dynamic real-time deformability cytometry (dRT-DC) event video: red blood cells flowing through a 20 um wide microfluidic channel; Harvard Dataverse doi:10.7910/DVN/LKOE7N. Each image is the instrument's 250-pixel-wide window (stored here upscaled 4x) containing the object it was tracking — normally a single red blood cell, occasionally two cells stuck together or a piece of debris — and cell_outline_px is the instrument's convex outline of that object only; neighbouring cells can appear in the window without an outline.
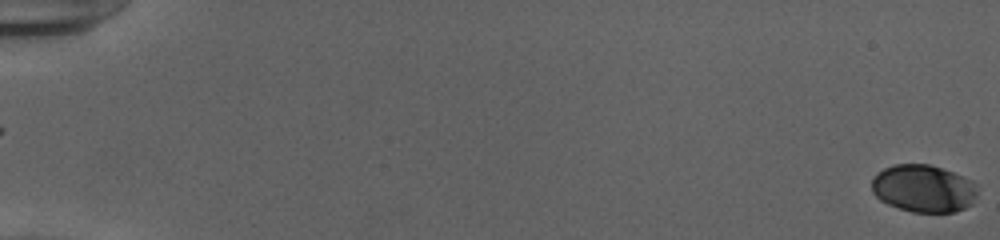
{"species": "human", "species_latin": "Homo sapiens", "temperature_condition": "cold", "stored_images_in_passage": 55, "camera_frame_rate_fps": 3000, "um_per_image_px": 0.085, "donor": {"sex": "female"}, "frame": {"image": 1, "passage_image": 1, "time_ms": 0.0, "image_size_px": [1000, 240], "cell_outline_px": [[976, 196], [972, 204], [956, 212], [912, 212], [888, 204], [880, 200], [872, 192], [872, 176], [876, 172], [884, 168], [896, 164], [928, 164], [952, 172], [972, 180], [976, 184]], "centroid_in_image_um": [78.48, 16.02], "position_along_channel_um": 6.5, "area_um2": 29.3}}
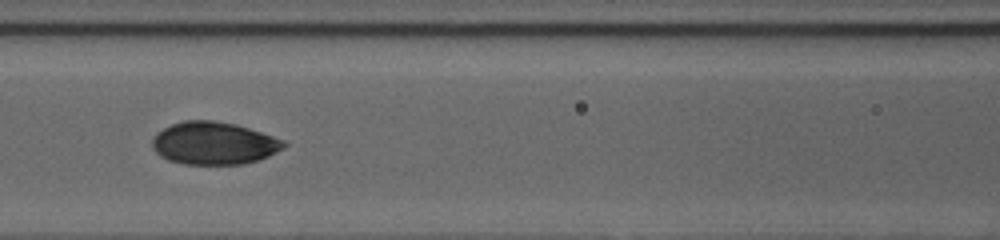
{"frame": {"image": 2, "passage_image": 27, "time_ms": 8.667, "image_size_px": [1000, 240], "cell_outline_px": [[288, 144], [284, 148], [260, 160], [244, 164], [180, 164], [168, 160], [160, 156], [152, 148], [152, 136], [156, 132], [172, 124], [184, 120], [216, 120], [236, 124], [284, 140]], "centroid_in_image_um": [18.16, 12.18], "position_along_channel_um": 148.4, "area_um2": 32.95}}
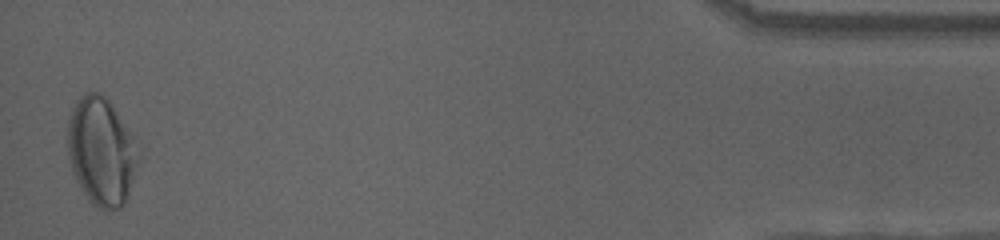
{"frame": {"image": 3, "passage_image": 54, "time_ms": 17.667, "image_size_px": [1000, 240], "cell_outline_px": [[140, 160], [124, 204], [120, 208], [100, 208], [92, 204], [88, 200], [72, 172], [68, 156], [68, 116], [76, 100], [84, 92], [100, 92], [112, 104], [132, 136]], "centroid_in_image_um": [8.59, 12.84], "position_along_channel_um": 426.6, "area_um2": 44.22}, "authors_computed_cell_mechanics": {"area_um2": 31.6744, "velocity_mm_per_s": 3.9398, "shape_relaxation_time_tau1_ms": 8.0944, "shape_relaxation_time_tau2_ms": 0.7576, "deformation_change_tau1": 0.2101, "deformation_change_tau2": 0.0392}}